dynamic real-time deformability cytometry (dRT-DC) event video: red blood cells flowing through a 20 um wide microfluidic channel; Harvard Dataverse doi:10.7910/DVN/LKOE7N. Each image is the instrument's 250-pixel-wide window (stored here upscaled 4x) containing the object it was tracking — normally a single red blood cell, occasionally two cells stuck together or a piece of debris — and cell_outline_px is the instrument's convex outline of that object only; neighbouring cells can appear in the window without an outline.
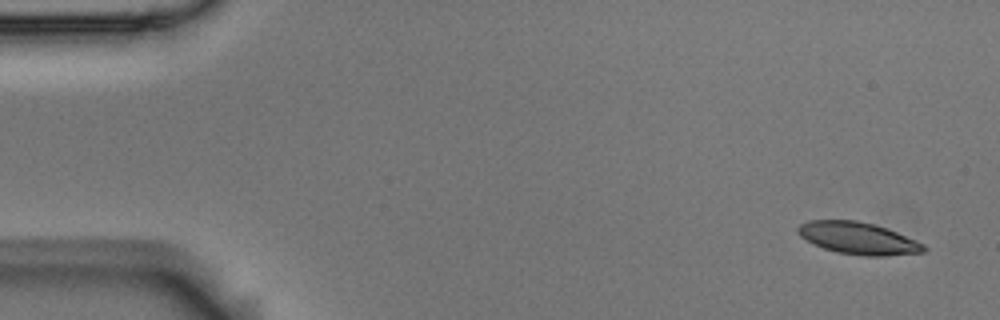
{"species": "Egyptian fruit bat (a non-hibernating species)", "species_latin": "Rousettus aegyptiacus", "temperature_condition": "room temperature", "stored_images_in_passage": 4, "camera_frame_rate_fps": 3000, "um_per_image_px": 0.085, "animal": {"sex": "male"}, "frame": {"image": 1, "passage_image": 1, "time_ms": 0.0, "image_size_px": [1000, 320], "cell_outline_px": [[928, 248], [924, 252], [884, 256], [864, 256], [836, 252], [812, 244], [800, 236], [796, 232], [796, 228], [800, 224], [808, 220], [856, 220], [872, 224], [896, 232], [924, 244]], "centroid_in_image_um": [72.9, 20.25], "position_along_channel_um": 12.1, "area_um2": 23.47}}
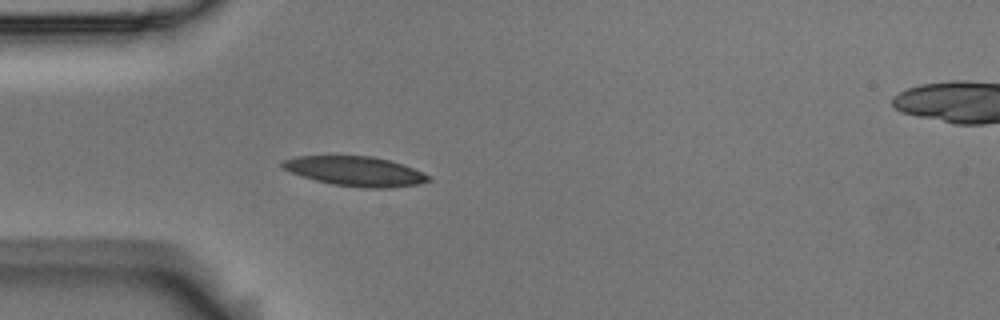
{"frame": {"image": 2, "passage_image": 4, "time_ms": 1.0, "image_size_px": [1000, 320], "cell_outline_px": [[432, 180], [416, 184], [392, 188], [364, 188], [332, 184], [300, 176], [280, 168], [280, 160], [296, 156], [372, 156], [388, 160], [412, 168], [432, 176]], "centroid_in_image_um": [30.14, 14.55], "position_along_channel_um": 54.9, "area_um2": 25.32}}